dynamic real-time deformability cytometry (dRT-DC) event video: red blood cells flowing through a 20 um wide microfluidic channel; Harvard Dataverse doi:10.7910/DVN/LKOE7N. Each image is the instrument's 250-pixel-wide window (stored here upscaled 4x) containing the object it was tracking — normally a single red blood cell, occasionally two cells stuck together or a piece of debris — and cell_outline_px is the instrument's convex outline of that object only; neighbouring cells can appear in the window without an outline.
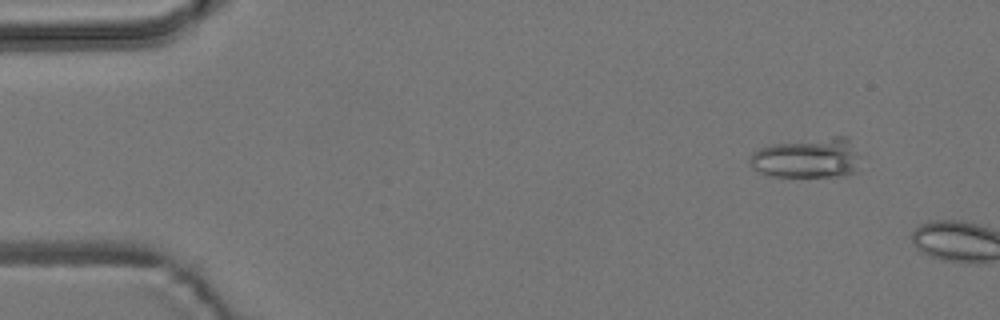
{"species": "common noctule bat (a hibernating species)", "species_latin": "Nyctalus noctula", "temperature_condition": "room temperature", "stored_images_in_passage": 3, "camera_frame_rate_fps": 3000, "um_per_image_px": 0.085, "animal": {"sex": "male", "body_mass_g": 19.2, "forearm_length_mm": 51.8}, "frame": {"image": 1, "passage_image": 2, "time_ms": 1.333, "image_size_px": [1000, 320], "cell_outline_px": [[860, 172], [836, 176], [768, 176], [752, 168], [748, 160], [748, 156], [752, 152], [760, 148], [772, 144], [832, 136], [848, 136], [860, 156]], "centroid_in_image_um": [68.66, 13.43], "position_along_channel_um": 16.3, "area_um2": 26.41}}